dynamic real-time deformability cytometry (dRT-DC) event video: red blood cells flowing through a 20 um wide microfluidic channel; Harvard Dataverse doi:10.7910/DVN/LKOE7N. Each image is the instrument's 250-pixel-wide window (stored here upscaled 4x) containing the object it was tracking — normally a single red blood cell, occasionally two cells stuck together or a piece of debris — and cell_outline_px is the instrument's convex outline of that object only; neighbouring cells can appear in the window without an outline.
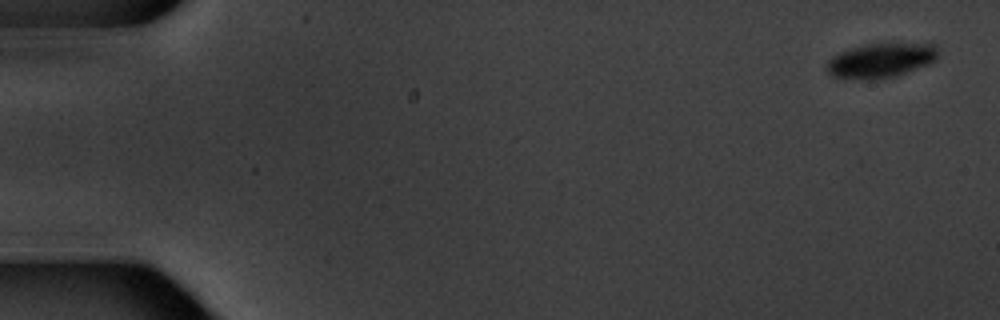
{"species": "common noctule bat (a hibernating species)", "species_latin": "Nyctalus noctula", "temperature_condition": "warm", "stored_images_in_passage": 5, "camera_frame_rate_fps": 3000, "um_per_image_px": 0.085, "animal": {"sex": "male", "body_mass_g": 20.1, "forearm_length_mm": 53.5}, "frame": {"image": 1, "passage_image": 1, "time_ms": 0.0, "image_size_px": [1000, 320], "cell_outline_px": [[936, 60], [928, 64], [896, 76], [880, 80], [832, 76], [828, 72], [828, 60], [832, 56], [840, 52], [864, 44], [928, 40], [932, 40], [936, 44]], "centroid_in_image_um": [74.99, 5.07], "position_along_channel_um": 10.0, "area_um2": 23.06}}
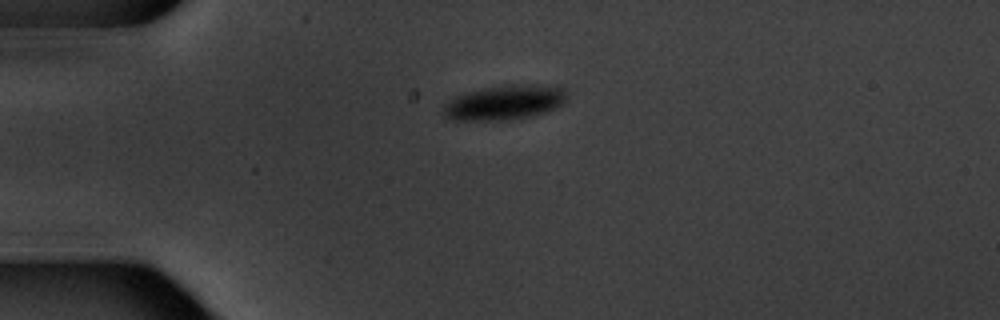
{"frame": {"image": 2, "passage_image": 4, "time_ms": 4.333, "image_size_px": [1000, 320], "cell_outline_px": [[564, 104], [548, 112], [536, 116], [512, 120], [452, 120], [444, 116], [444, 108], [456, 96], [484, 88], [512, 84], [524, 84], [560, 88], [564, 92]], "centroid_in_image_um": [42.91, 8.75], "position_along_channel_um": 42.1, "area_um2": 24.57}}